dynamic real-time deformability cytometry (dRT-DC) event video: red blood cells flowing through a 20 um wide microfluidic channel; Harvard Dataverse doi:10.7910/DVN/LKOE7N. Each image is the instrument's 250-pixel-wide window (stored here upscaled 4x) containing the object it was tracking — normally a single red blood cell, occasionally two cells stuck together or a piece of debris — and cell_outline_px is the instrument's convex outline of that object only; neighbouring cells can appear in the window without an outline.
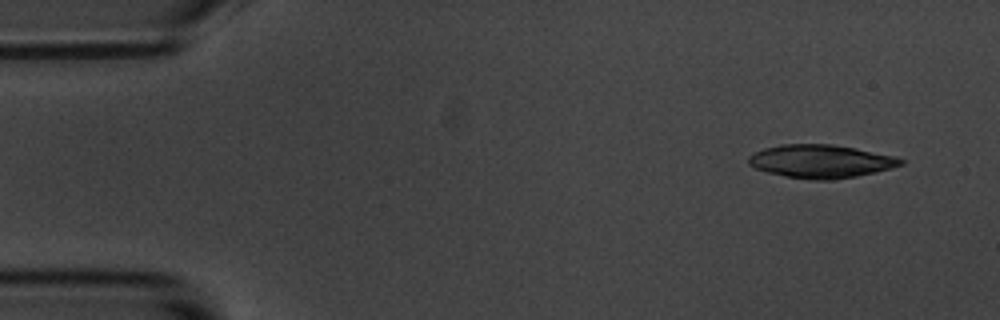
{"species": "common noctule bat (a hibernating species)", "species_latin": "Nyctalus noctula", "temperature_condition": "room temperature", "stored_images_in_passage": 4, "camera_frame_rate_fps": 3000, "um_per_image_px": 0.085, "animal": {"sex": "male", "body_mass_g": 20.1, "forearm_length_mm": 53.5}, "frame": {"image": 1, "passage_image": 1, "time_ms": 0.0, "image_size_px": [1000, 320], "cell_outline_px": [[904, 164], [892, 168], [856, 176], [832, 180], [812, 180], [788, 176], [768, 172], [756, 168], [748, 164], [748, 156], [752, 152], [764, 148], [780, 144], [832, 144], [856, 148], [892, 156], [904, 160]], "centroid_in_image_um": [69.74, 13.7], "position_along_channel_um": 15.3, "area_um2": 29.36}}